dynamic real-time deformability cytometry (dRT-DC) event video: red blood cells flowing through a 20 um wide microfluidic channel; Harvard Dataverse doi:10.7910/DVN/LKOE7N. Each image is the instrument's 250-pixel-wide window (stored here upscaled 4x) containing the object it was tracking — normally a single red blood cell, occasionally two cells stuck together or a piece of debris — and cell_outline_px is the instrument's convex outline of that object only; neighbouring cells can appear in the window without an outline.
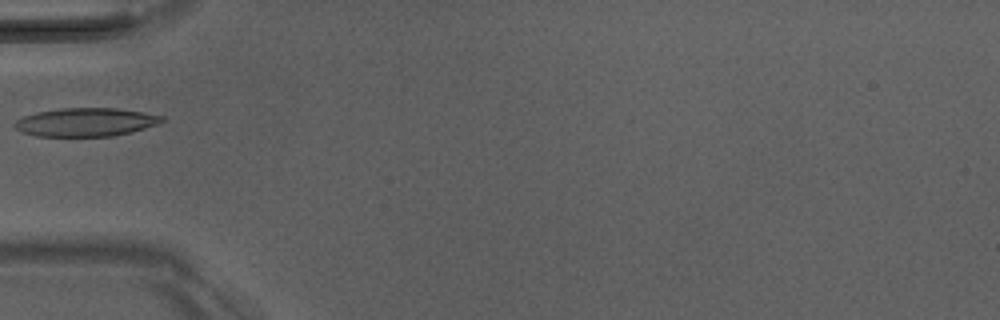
{"species": "Egyptian fruit bat (a non-hibernating species)", "species_latin": "Rousettus aegyptiacus", "temperature_condition": "room temperature", "stored_images_in_passage": 34, "camera_frame_rate_fps": 3000, "um_per_image_px": 0.085, "animal": {"sex": "male"}, "frame": {"image": 1, "passage_image": 1, "time_ms": 0.0, "image_size_px": [1000, 320], "cell_outline_px": [[164, 120], [156, 124], [132, 132], [112, 136], [36, 136], [24, 132], [16, 128], [12, 124], [16, 120], [24, 116], [36, 112], [60, 108], [116, 108], [144, 112], [164, 116]], "centroid_in_image_um": [7.28, 10.37], "position_along_channel_um": 77.7, "area_um2": 24.33}}
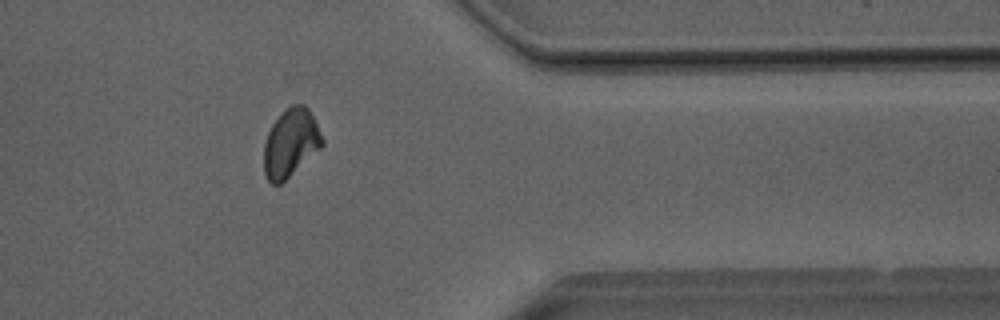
{"frame": {"image": 2, "passage_image": 25, "time_ms": 8.0, "image_size_px": [1000, 320], "cell_outline_px": [[324, 144], [320, 148], [280, 184], [272, 184], [268, 180], [264, 172], [264, 144], [268, 132], [272, 124], [292, 104], [304, 104], [308, 108], [324, 140]], "centroid_in_image_um": [24.69, 12.16], "position_along_channel_um": 386.7, "area_um2": 22.6}}
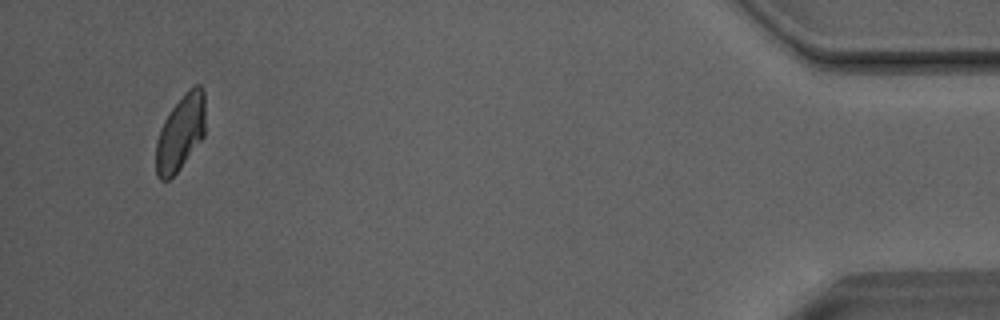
{"frame": {"image": 3, "passage_image": 32, "time_ms": 10.333, "image_size_px": [1000, 320], "cell_outline_px": [[204, 136], [180, 168], [168, 180], [160, 180], [156, 176], [156, 144], [160, 128], [164, 120], [172, 108], [184, 92], [188, 88], [196, 84], [200, 84], [204, 88]], "centroid_in_image_um": [15.34, 11.26], "position_along_channel_um": 419.9, "area_um2": 21.73}}